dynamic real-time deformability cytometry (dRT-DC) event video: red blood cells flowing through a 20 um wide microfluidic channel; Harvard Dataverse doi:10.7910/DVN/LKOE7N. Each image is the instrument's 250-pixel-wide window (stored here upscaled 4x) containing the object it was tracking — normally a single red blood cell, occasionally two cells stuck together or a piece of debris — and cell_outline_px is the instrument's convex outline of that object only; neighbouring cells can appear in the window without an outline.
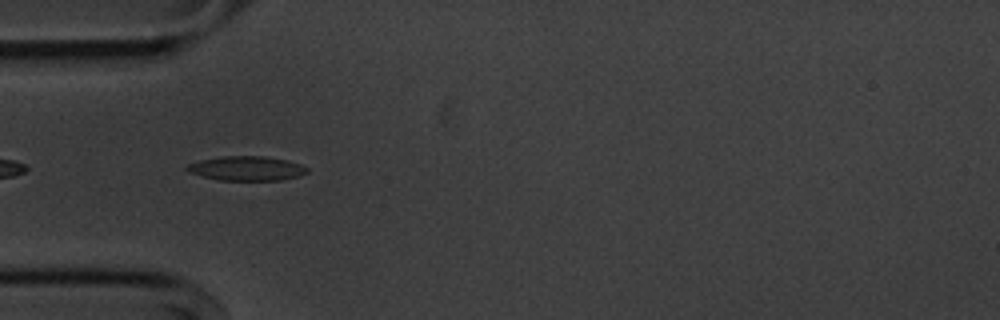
{"species": "common noctule bat (a hibernating species)", "species_latin": "Nyctalus noctula", "temperature_condition": "cold", "stored_images_in_passage": 34, "camera_frame_rate_fps": 3000, "um_per_image_px": 0.085, "animal": {"sex": "male", "body_mass_g": 20.1, "forearm_length_mm": 53.5}, "frame": {"image": 1, "passage_image": 3, "time_ms": 0.667, "image_size_px": [1000, 320], "cell_outline_px": [[308, 172], [296, 176], [280, 180], [220, 180], [188, 172], [184, 168], [188, 164], [200, 160], [224, 156], [264, 156], [288, 160], [300, 164], [308, 168]], "centroid_in_image_um": [20.95, 14.3], "position_along_channel_um": 64.0, "area_um2": 16.94}}
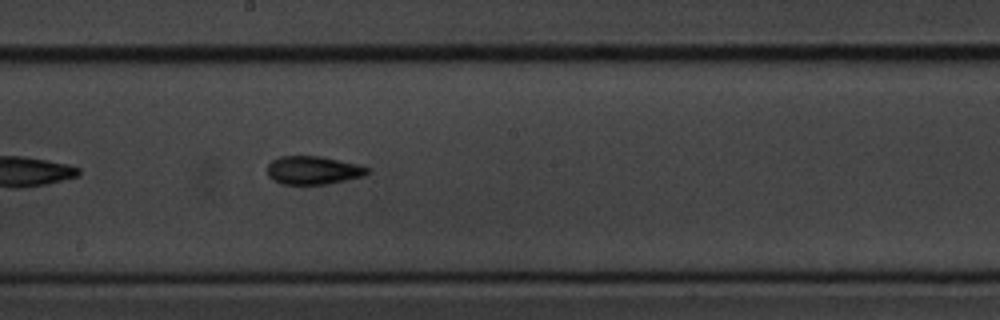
{"frame": {"image": 2, "passage_image": 16, "time_ms": 5.0, "image_size_px": [1000, 320], "cell_outline_px": [[368, 172], [364, 176], [328, 184], [280, 184], [272, 180], [268, 176], [268, 164], [272, 160], [280, 156], [320, 156], [340, 160], [356, 164], [368, 168]], "centroid_in_image_um": [26.58, 14.47], "position_along_channel_um": 221.6, "area_um2": 16.47}}
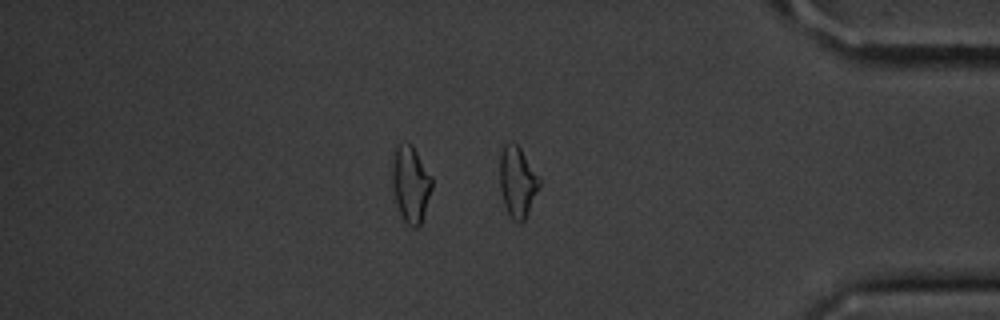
{"frame": {"image": 3, "passage_image": 32, "time_ms": 10.333, "image_size_px": [1000, 320], "cell_outline_px": [[432, 188], [424, 216], [420, 224], [416, 228], [412, 228], [404, 220], [400, 212], [392, 188], [392, 148], [396, 144], [412, 144], [432, 176]], "centroid_in_image_um": [34.9, 15.6], "position_along_channel_um": 400.3, "area_um2": 17.92}, "authors_computed_cell_mechanics": {"area_um2": 16.5597, "velocity_mm_per_s": 3.6345, "shape_relaxation_time_tau1_ms": 4.9442, "shape_relaxation_time_tau2_ms": 4.5709, "deformation_change_tau1": 0.1354, "deformation_change_tau2": 0.119}}